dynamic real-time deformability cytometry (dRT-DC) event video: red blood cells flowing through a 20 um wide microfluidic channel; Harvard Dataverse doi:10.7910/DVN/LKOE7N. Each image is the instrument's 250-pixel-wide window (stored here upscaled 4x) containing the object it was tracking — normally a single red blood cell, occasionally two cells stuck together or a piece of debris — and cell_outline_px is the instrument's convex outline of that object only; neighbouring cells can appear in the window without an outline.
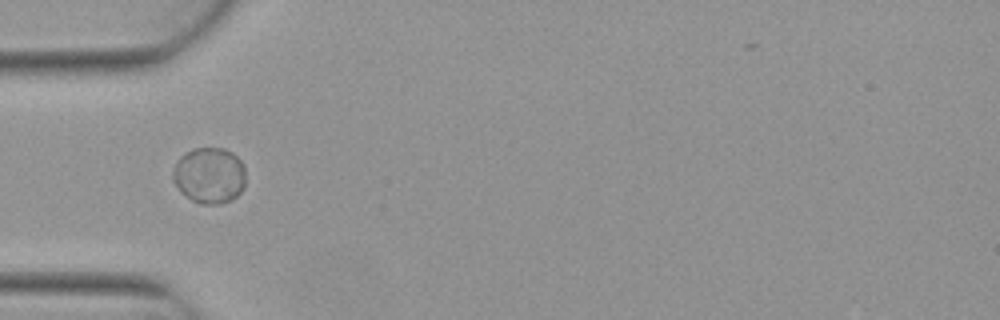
{"species": "Egyptian fruit bat (a non-hibernating species)", "species_latin": "Rousettus aegyptiacus", "temperature_condition": "warm", "stored_images_in_passage": 6, "camera_frame_rate_fps": 3000, "um_per_image_px": 0.085, "animal": {"sex": "female"}, "frame": {"image": 1, "passage_image": 1, "time_ms": 0.0, "image_size_px": [1000, 320], "cell_outline_px": [[244, 188], [232, 200], [220, 204], [200, 204], [192, 200], [180, 192], [172, 180], [172, 172], [180, 156], [184, 152], [192, 148], [224, 148], [232, 152], [244, 164]], "centroid_in_image_um": [17.78, 14.91], "position_along_channel_um": 67.2, "area_um2": 24.04}}
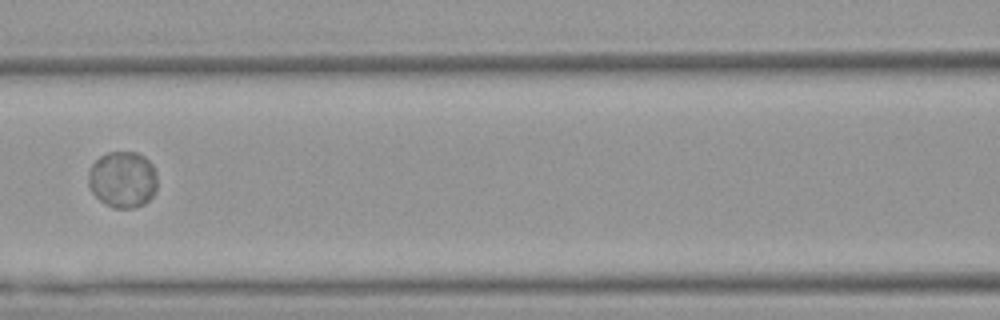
{"frame": {"image": 2, "passage_image": 3, "time_ms": 0.667, "image_size_px": [1000, 320], "cell_outline_px": [[156, 188], [152, 196], [144, 204], [136, 208], [112, 208], [104, 204], [92, 192], [88, 184], [88, 168], [100, 156], [108, 152], [136, 152], [144, 156], [152, 164], [156, 172]], "centroid_in_image_um": [10.41, 15.26], "position_along_channel_um": 156.2, "area_um2": 22.89}}
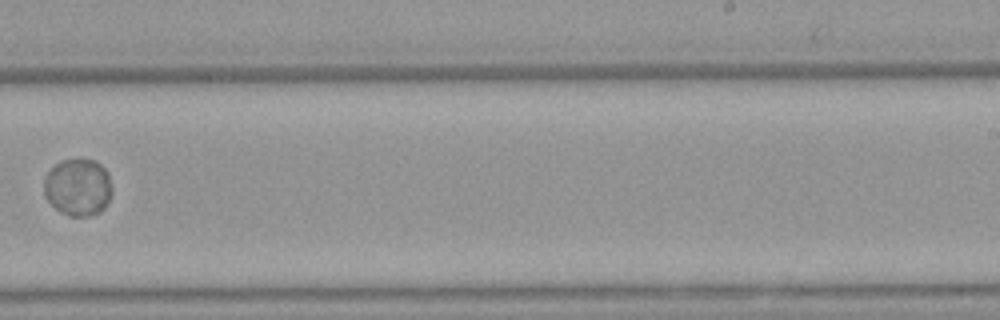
{"frame": {"image": 3, "passage_image": 6, "time_ms": 1.667, "image_size_px": [1000, 320], "cell_outline_px": [[112, 192], [104, 208], [100, 212], [88, 216], [68, 216], [60, 212], [44, 196], [44, 176], [60, 160], [96, 160], [108, 172], [112, 188]], "centroid_in_image_um": [6.63, 15.92], "position_along_channel_um": 282.4, "area_um2": 22.72}}